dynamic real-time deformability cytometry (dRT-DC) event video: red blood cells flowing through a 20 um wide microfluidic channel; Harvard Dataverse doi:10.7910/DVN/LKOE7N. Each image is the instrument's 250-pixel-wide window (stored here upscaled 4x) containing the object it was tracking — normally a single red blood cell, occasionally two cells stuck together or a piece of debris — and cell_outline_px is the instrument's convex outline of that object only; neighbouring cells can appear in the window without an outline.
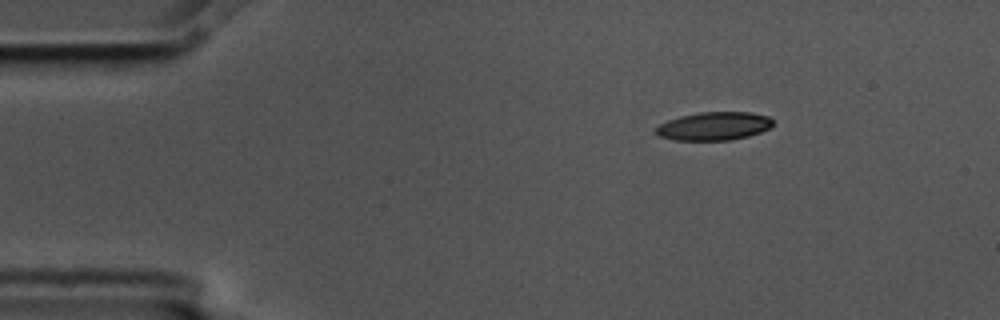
{"species": "common noctule bat (a hibernating species)", "species_latin": "Nyctalus noctula", "temperature_condition": "cold", "stored_images_in_passage": 3, "camera_frame_rate_fps": 3000, "um_per_image_px": 0.085, "animal": {"sex": "male", "body_mass_g": 17.5, "forearm_length_mm": 52.3}, "frame": {"image": 1, "passage_image": 1, "time_ms": 0.0, "image_size_px": [1000, 320], "cell_outline_px": [[772, 124], [768, 128], [760, 132], [748, 136], [728, 140], [676, 140], [660, 136], [656, 132], [656, 128], [660, 124], [668, 120], [680, 116], [700, 112], [752, 112], [768, 116], [772, 120]], "centroid_in_image_um": [60.69, 10.71], "position_along_channel_um": 24.3, "area_um2": 19.07}}